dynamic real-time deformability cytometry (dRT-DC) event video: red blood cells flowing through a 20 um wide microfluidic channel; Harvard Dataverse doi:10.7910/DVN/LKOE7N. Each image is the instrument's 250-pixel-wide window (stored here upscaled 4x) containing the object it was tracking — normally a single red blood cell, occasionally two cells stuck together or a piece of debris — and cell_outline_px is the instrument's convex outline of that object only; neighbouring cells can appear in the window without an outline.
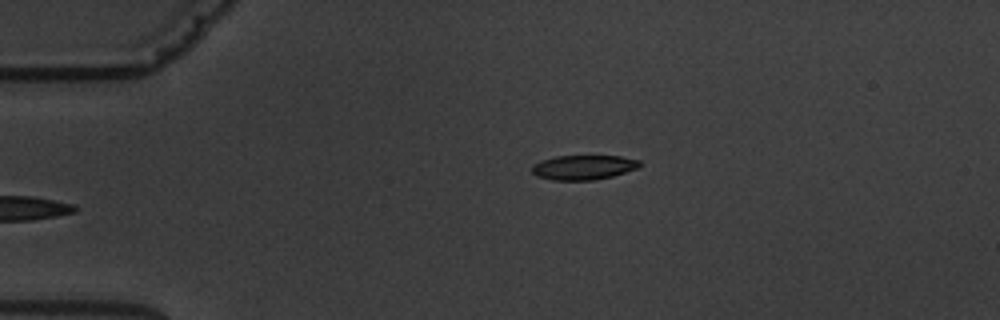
{"species": "common noctule bat (a hibernating species)", "species_latin": "Nyctalus noctula", "temperature_condition": "warm", "stored_images_in_passage": 5, "segment_of_instrument_passage": [2, 2], "camera_frame_rate_fps": 3000, "um_per_image_px": 0.085, "animal": {"sex": "male", "body_mass_g": 19.5, "forearm_length_mm": 54.6}, "frame": {"image": 1, "passage_image": 5, "time_ms": 8.333, "image_size_px": [1000, 320], "cell_outline_px": [[640, 164], [636, 168], [612, 176], [596, 180], [552, 180], [536, 176], [532, 172], [532, 168], [540, 160], [556, 156], [620, 156], [640, 160]], "centroid_in_image_um": [49.57, 14.22], "position_along_channel_um": 35.4, "area_um2": 15.32}}